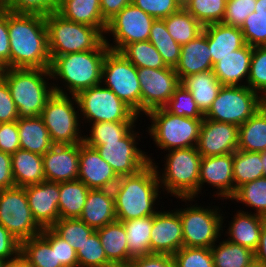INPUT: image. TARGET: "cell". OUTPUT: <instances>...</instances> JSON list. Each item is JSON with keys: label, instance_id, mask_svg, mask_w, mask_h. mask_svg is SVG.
Segmentation results:
<instances>
[{"label": "cell", "instance_id": "57", "mask_svg": "<svg viewBox=\"0 0 266 267\" xmlns=\"http://www.w3.org/2000/svg\"><path fill=\"white\" fill-rule=\"evenodd\" d=\"M19 256L20 241L0 224V258L5 261H12Z\"/></svg>", "mask_w": 266, "mask_h": 267}, {"label": "cell", "instance_id": "12", "mask_svg": "<svg viewBox=\"0 0 266 267\" xmlns=\"http://www.w3.org/2000/svg\"><path fill=\"white\" fill-rule=\"evenodd\" d=\"M80 118L85 123L138 121V115L102 84L76 95Z\"/></svg>", "mask_w": 266, "mask_h": 267}, {"label": "cell", "instance_id": "19", "mask_svg": "<svg viewBox=\"0 0 266 267\" xmlns=\"http://www.w3.org/2000/svg\"><path fill=\"white\" fill-rule=\"evenodd\" d=\"M151 254L174 255L183 247L182 221L178 211H158L153 215Z\"/></svg>", "mask_w": 266, "mask_h": 267}, {"label": "cell", "instance_id": "22", "mask_svg": "<svg viewBox=\"0 0 266 267\" xmlns=\"http://www.w3.org/2000/svg\"><path fill=\"white\" fill-rule=\"evenodd\" d=\"M78 169V180L85 183L89 189H112L120 178L97 149L84 142L79 144Z\"/></svg>", "mask_w": 266, "mask_h": 267}, {"label": "cell", "instance_id": "52", "mask_svg": "<svg viewBox=\"0 0 266 267\" xmlns=\"http://www.w3.org/2000/svg\"><path fill=\"white\" fill-rule=\"evenodd\" d=\"M257 0H227L223 24L241 28L245 19L255 12Z\"/></svg>", "mask_w": 266, "mask_h": 267}, {"label": "cell", "instance_id": "30", "mask_svg": "<svg viewBox=\"0 0 266 267\" xmlns=\"http://www.w3.org/2000/svg\"><path fill=\"white\" fill-rule=\"evenodd\" d=\"M20 149L44 155L54 144L41 116L17 120Z\"/></svg>", "mask_w": 266, "mask_h": 267}, {"label": "cell", "instance_id": "41", "mask_svg": "<svg viewBox=\"0 0 266 267\" xmlns=\"http://www.w3.org/2000/svg\"><path fill=\"white\" fill-rule=\"evenodd\" d=\"M148 41L160 53L165 65L175 68L180 58L181 45L170 36L163 20L153 22Z\"/></svg>", "mask_w": 266, "mask_h": 267}, {"label": "cell", "instance_id": "8", "mask_svg": "<svg viewBox=\"0 0 266 267\" xmlns=\"http://www.w3.org/2000/svg\"><path fill=\"white\" fill-rule=\"evenodd\" d=\"M79 116L76 96L71 95L70 97L68 94L53 93L41 114L53 144H80L83 142V131L81 132L80 125L84 123Z\"/></svg>", "mask_w": 266, "mask_h": 267}, {"label": "cell", "instance_id": "9", "mask_svg": "<svg viewBox=\"0 0 266 267\" xmlns=\"http://www.w3.org/2000/svg\"><path fill=\"white\" fill-rule=\"evenodd\" d=\"M188 205L187 208H176L182 221L183 246L210 249L215 243H219L224 231L225 218L220 212L222 210L216 205L205 206L206 208L197 203L196 206Z\"/></svg>", "mask_w": 266, "mask_h": 267}, {"label": "cell", "instance_id": "58", "mask_svg": "<svg viewBox=\"0 0 266 267\" xmlns=\"http://www.w3.org/2000/svg\"><path fill=\"white\" fill-rule=\"evenodd\" d=\"M126 267H175L172 255L149 254L133 258Z\"/></svg>", "mask_w": 266, "mask_h": 267}, {"label": "cell", "instance_id": "25", "mask_svg": "<svg viewBox=\"0 0 266 267\" xmlns=\"http://www.w3.org/2000/svg\"><path fill=\"white\" fill-rule=\"evenodd\" d=\"M79 219L95 231L116 221L113 190L90 189Z\"/></svg>", "mask_w": 266, "mask_h": 267}, {"label": "cell", "instance_id": "13", "mask_svg": "<svg viewBox=\"0 0 266 267\" xmlns=\"http://www.w3.org/2000/svg\"><path fill=\"white\" fill-rule=\"evenodd\" d=\"M0 224L20 242L41 234L34 220L24 187L0 190Z\"/></svg>", "mask_w": 266, "mask_h": 267}, {"label": "cell", "instance_id": "55", "mask_svg": "<svg viewBox=\"0 0 266 267\" xmlns=\"http://www.w3.org/2000/svg\"><path fill=\"white\" fill-rule=\"evenodd\" d=\"M18 110L12 99L6 81L0 78V123L17 121Z\"/></svg>", "mask_w": 266, "mask_h": 267}, {"label": "cell", "instance_id": "46", "mask_svg": "<svg viewBox=\"0 0 266 267\" xmlns=\"http://www.w3.org/2000/svg\"><path fill=\"white\" fill-rule=\"evenodd\" d=\"M166 111L176 116L204 119V114L200 111L194 98L182 84H180L172 97L163 107Z\"/></svg>", "mask_w": 266, "mask_h": 267}, {"label": "cell", "instance_id": "2", "mask_svg": "<svg viewBox=\"0 0 266 267\" xmlns=\"http://www.w3.org/2000/svg\"><path fill=\"white\" fill-rule=\"evenodd\" d=\"M159 189L160 183L152 163L134 175L121 176L112 188L117 221L155 215L159 211L155 206L160 199Z\"/></svg>", "mask_w": 266, "mask_h": 267}, {"label": "cell", "instance_id": "65", "mask_svg": "<svg viewBox=\"0 0 266 267\" xmlns=\"http://www.w3.org/2000/svg\"><path fill=\"white\" fill-rule=\"evenodd\" d=\"M261 154H262V162H263V167H264L265 176H266V149L262 151Z\"/></svg>", "mask_w": 266, "mask_h": 267}, {"label": "cell", "instance_id": "49", "mask_svg": "<svg viewBox=\"0 0 266 267\" xmlns=\"http://www.w3.org/2000/svg\"><path fill=\"white\" fill-rule=\"evenodd\" d=\"M175 267H214L209 248L182 247L174 255Z\"/></svg>", "mask_w": 266, "mask_h": 267}, {"label": "cell", "instance_id": "35", "mask_svg": "<svg viewBox=\"0 0 266 267\" xmlns=\"http://www.w3.org/2000/svg\"><path fill=\"white\" fill-rule=\"evenodd\" d=\"M89 190L87 185L78 179L59 183L60 219L79 218Z\"/></svg>", "mask_w": 266, "mask_h": 267}, {"label": "cell", "instance_id": "48", "mask_svg": "<svg viewBox=\"0 0 266 267\" xmlns=\"http://www.w3.org/2000/svg\"><path fill=\"white\" fill-rule=\"evenodd\" d=\"M247 86L262 98L266 96V46L253 47Z\"/></svg>", "mask_w": 266, "mask_h": 267}, {"label": "cell", "instance_id": "40", "mask_svg": "<svg viewBox=\"0 0 266 267\" xmlns=\"http://www.w3.org/2000/svg\"><path fill=\"white\" fill-rule=\"evenodd\" d=\"M135 122L137 123V121L91 123L90 135L84 134L83 142L92 147L103 145L106 142L120 141L136 127Z\"/></svg>", "mask_w": 266, "mask_h": 267}, {"label": "cell", "instance_id": "59", "mask_svg": "<svg viewBox=\"0 0 266 267\" xmlns=\"http://www.w3.org/2000/svg\"><path fill=\"white\" fill-rule=\"evenodd\" d=\"M0 66L10 68V38L8 32V10L0 14Z\"/></svg>", "mask_w": 266, "mask_h": 267}, {"label": "cell", "instance_id": "56", "mask_svg": "<svg viewBox=\"0 0 266 267\" xmlns=\"http://www.w3.org/2000/svg\"><path fill=\"white\" fill-rule=\"evenodd\" d=\"M20 149L17 121L0 123V151L13 154Z\"/></svg>", "mask_w": 266, "mask_h": 267}, {"label": "cell", "instance_id": "62", "mask_svg": "<svg viewBox=\"0 0 266 267\" xmlns=\"http://www.w3.org/2000/svg\"><path fill=\"white\" fill-rule=\"evenodd\" d=\"M255 253V263L266 267V221L263 224L259 245Z\"/></svg>", "mask_w": 266, "mask_h": 267}, {"label": "cell", "instance_id": "3", "mask_svg": "<svg viewBox=\"0 0 266 267\" xmlns=\"http://www.w3.org/2000/svg\"><path fill=\"white\" fill-rule=\"evenodd\" d=\"M109 50L104 41L96 50L56 56L51 61V77L56 82L61 79L64 88L53 82L54 92L76 96L82 90L100 85L103 61Z\"/></svg>", "mask_w": 266, "mask_h": 267}, {"label": "cell", "instance_id": "71", "mask_svg": "<svg viewBox=\"0 0 266 267\" xmlns=\"http://www.w3.org/2000/svg\"><path fill=\"white\" fill-rule=\"evenodd\" d=\"M252 267H263V266H260V265L255 263Z\"/></svg>", "mask_w": 266, "mask_h": 267}, {"label": "cell", "instance_id": "39", "mask_svg": "<svg viewBox=\"0 0 266 267\" xmlns=\"http://www.w3.org/2000/svg\"><path fill=\"white\" fill-rule=\"evenodd\" d=\"M170 36L180 45L189 43L203 32L204 26L181 7L162 19Z\"/></svg>", "mask_w": 266, "mask_h": 267}, {"label": "cell", "instance_id": "36", "mask_svg": "<svg viewBox=\"0 0 266 267\" xmlns=\"http://www.w3.org/2000/svg\"><path fill=\"white\" fill-rule=\"evenodd\" d=\"M20 256L31 267H63L57 263L56 247L41 234L20 242Z\"/></svg>", "mask_w": 266, "mask_h": 267}, {"label": "cell", "instance_id": "21", "mask_svg": "<svg viewBox=\"0 0 266 267\" xmlns=\"http://www.w3.org/2000/svg\"><path fill=\"white\" fill-rule=\"evenodd\" d=\"M45 181L67 182L79 176V144H54L42 155Z\"/></svg>", "mask_w": 266, "mask_h": 267}, {"label": "cell", "instance_id": "34", "mask_svg": "<svg viewBox=\"0 0 266 267\" xmlns=\"http://www.w3.org/2000/svg\"><path fill=\"white\" fill-rule=\"evenodd\" d=\"M121 222L126 230L129 262L133 258L151 254L150 235L153 215Z\"/></svg>", "mask_w": 266, "mask_h": 267}, {"label": "cell", "instance_id": "29", "mask_svg": "<svg viewBox=\"0 0 266 267\" xmlns=\"http://www.w3.org/2000/svg\"><path fill=\"white\" fill-rule=\"evenodd\" d=\"M12 175L17 187L45 181L42 155L18 149L11 154Z\"/></svg>", "mask_w": 266, "mask_h": 267}, {"label": "cell", "instance_id": "45", "mask_svg": "<svg viewBox=\"0 0 266 267\" xmlns=\"http://www.w3.org/2000/svg\"><path fill=\"white\" fill-rule=\"evenodd\" d=\"M51 229L77 252L95 231L79 218L59 219Z\"/></svg>", "mask_w": 266, "mask_h": 267}, {"label": "cell", "instance_id": "5", "mask_svg": "<svg viewBox=\"0 0 266 267\" xmlns=\"http://www.w3.org/2000/svg\"><path fill=\"white\" fill-rule=\"evenodd\" d=\"M164 157V168L159 171L154 165L160 183L161 191L170 193L181 201H195L198 195L199 169L202 156L196 147L172 149ZM162 173V174H161ZM164 186V187H163Z\"/></svg>", "mask_w": 266, "mask_h": 267}, {"label": "cell", "instance_id": "11", "mask_svg": "<svg viewBox=\"0 0 266 267\" xmlns=\"http://www.w3.org/2000/svg\"><path fill=\"white\" fill-rule=\"evenodd\" d=\"M263 105L261 95L248 86H222L204 118L239 127Z\"/></svg>", "mask_w": 266, "mask_h": 267}, {"label": "cell", "instance_id": "69", "mask_svg": "<svg viewBox=\"0 0 266 267\" xmlns=\"http://www.w3.org/2000/svg\"><path fill=\"white\" fill-rule=\"evenodd\" d=\"M2 71H3V67L0 66V78L2 77Z\"/></svg>", "mask_w": 266, "mask_h": 267}, {"label": "cell", "instance_id": "60", "mask_svg": "<svg viewBox=\"0 0 266 267\" xmlns=\"http://www.w3.org/2000/svg\"><path fill=\"white\" fill-rule=\"evenodd\" d=\"M15 187L12 175L11 154L0 151V190Z\"/></svg>", "mask_w": 266, "mask_h": 267}, {"label": "cell", "instance_id": "50", "mask_svg": "<svg viewBox=\"0 0 266 267\" xmlns=\"http://www.w3.org/2000/svg\"><path fill=\"white\" fill-rule=\"evenodd\" d=\"M60 0H6V10L18 14L47 16L58 9Z\"/></svg>", "mask_w": 266, "mask_h": 267}, {"label": "cell", "instance_id": "18", "mask_svg": "<svg viewBox=\"0 0 266 267\" xmlns=\"http://www.w3.org/2000/svg\"><path fill=\"white\" fill-rule=\"evenodd\" d=\"M205 183L217 189L212 196L221 200L234 195L233 153L201 158L198 194Z\"/></svg>", "mask_w": 266, "mask_h": 267}, {"label": "cell", "instance_id": "66", "mask_svg": "<svg viewBox=\"0 0 266 267\" xmlns=\"http://www.w3.org/2000/svg\"><path fill=\"white\" fill-rule=\"evenodd\" d=\"M6 0H0V14H2L6 8H5Z\"/></svg>", "mask_w": 266, "mask_h": 267}, {"label": "cell", "instance_id": "44", "mask_svg": "<svg viewBox=\"0 0 266 267\" xmlns=\"http://www.w3.org/2000/svg\"><path fill=\"white\" fill-rule=\"evenodd\" d=\"M136 68H166L160 53L147 40L128 44L121 52Z\"/></svg>", "mask_w": 266, "mask_h": 267}, {"label": "cell", "instance_id": "43", "mask_svg": "<svg viewBox=\"0 0 266 267\" xmlns=\"http://www.w3.org/2000/svg\"><path fill=\"white\" fill-rule=\"evenodd\" d=\"M227 0H182V7L203 26L222 22Z\"/></svg>", "mask_w": 266, "mask_h": 267}, {"label": "cell", "instance_id": "20", "mask_svg": "<svg viewBox=\"0 0 266 267\" xmlns=\"http://www.w3.org/2000/svg\"><path fill=\"white\" fill-rule=\"evenodd\" d=\"M32 216L43 228H51L59 219V183L43 181L25 186Z\"/></svg>", "mask_w": 266, "mask_h": 267}, {"label": "cell", "instance_id": "4", "mask_svg": "<svg viewBox=\"0 0 266 267\" xmlns=\"http://www.w3.org/2000/svg\"><path fill=\"white\" fill-rule=\"evenodd\" d=\"M6 81L19 118L41 116L54 88L50 69L3 68Z\"/></svg>", "mask_w": 266, "mask_h": 267}, {"label": "cell", "instance_id": "16", "mask_svg": "<svg viewBox=\"0 0 266 267\" xmlns=\"http://www.w3.org/2000/svg\"><path fill=\"white\" fill-rule=\"evenodd\" d=\"M141 88V115L154 109L163 108L181 84L172 67L152 69L137 68Z\"/></svg>", "mask_w": 266, "mask_h": 267}, {"label": "cell", "instance_id": "37", "mask_svg": "<svg viewBox=\"0 0 266 267\" xmlns=\"http://www.w3.org/2000/svg\"><path fill=\"white\" fill-rule=\"evenodd\" d=\"M210 248L214 267H252L255 264L254 251L223 239Z\"/></svg>", "mask_w": 266, "mask_h": 267}, {"label": "cell", "instance_id": "26", "mask_svg": "<svg viewBox=\"0 0 266 267\" xmlns=\"http://www.w3.org/2000/svg\"><path fill=\"white\" fill-rule=\"evenodd\" d=\"M232 217L233 220L229 222V226L225 233L229 236L226 240L239 244L246 247L252 251H256L259 241L261 230L266 217L256 214L255 212H244L242 210H237Z\"/></svg>", "mask_w": 266, "mask_h": 267}, {"label": "cell", "instance_id": "67", "mask_svg": "<svg viewBox=\"0 0 266 267\" xmlns=\"http://www.w3.org/2000/svg\"><path fill=\"white\" fill-rule=\"evenodd\" d=\"M6 261L0 258V267H3L5 265Z\"/></svg>", "mask_w": 266, "mask_h": 267}, {"label": "cell", "instance_id": "33", "mask_svg": "<svg viewBox=\"0 0 266 267\" xmlns=\"http://www.w3.org/2000/svg\"><path fill=\"white\" fill-rule=\"evenodd\" d=\"M266 149V107L263 105L239 126L238 150L262 152Z\"/></svg>", "mask_w": 266, "mask_h": 267}, {"label": "cell", "instance_id": "42", "mask_svg": "<svg viewBox=\"0 0 266 267\" xmlns=\"http://www.w3.org/2000/svg\"><path fill=\"white\" fill-rule=\"evenodd\" d=\"M230 200H235L246 207H251L261 216L266 217V176L244 183L236 189Z\"/></svg>", "mask_w": 266, "mask_h": 267}, {"label": "cell", "instance_id": "47", "mask_svg": "<svg viewBox=\"0 0 266 267\" xmlns=\"http://www.w3.org/2000/svg\"><path fill=\"white\" fill-rule=\"evenodd\" d=\"M78 267H107L112 265L104 252L97 231H94L76 252Z\"/></svg>", "mask_w": 266, "mask_h": 267}, {"label": "cell", "instance_id": "53", "mask_svg": "<svg viewBox=\"0 0 266 267\" xmlns=\"http://www.w3.org/2000/svg\"><path fill=\"white\" fill-rule=\"evenodd\" d=\"M240 30L249 46H266V18L253 12L245 19Z\"/></svg>", "mask_w": 266, "mask_h": 267}, {"label": "cell", "instance_id": "64", "mask_svg": "<svg viewBox=\"0 0 266 267\" xmlns=\"http://www.w3.org/2000/svg\"><path fill=\"white\" fill-rule=\"evenodd\" d=\"M255 7L256 15L266 18V0H257Z\"/></svg>", "mask_w": 266, "mask_h": 267}, {"label": "cell", "instance_id": "38", "mask_svg": "<svg viewBox=\"0 0 266 267\" xmlns=\"http://www.w3.org/2000/svg\"><path fill=\"white\" fill-rule=\"evenodd\" d=\"M265 176L261 152L236 150L233 153L234 193L244 183Z\"/></svg>", "mask_w": 266, "mask_h": 267}, {"label": "cell", "instance_id": "51", "mask_svg": "<svg viewBox=\"0 0 266 267\" xmlns=\"http://www.w3.org/2000/svg\"><path fill=\"white\" fill-rule=\"evenodd\" d=\"M41 235L52 247H56L57 263H61L63 267H78L77 253L67 241L59 237L51 228H43Z\"/></svg>", "mask_w": 266, "mask_h": 267}, {"label": "cell", "instance_id": "28", "mask_svg": "<svg viewBox=\"0 0 266 267\" xmlns=\"http://www.w3.org/2000/svg\"><path fill=\"white\" fill-rule=\"evenodd\" d=\"M56 11L72 22L98 28L105 34L107 22L102 17L100 0H60Z\"/></svg>", "mask_w": 266, "mask_h": 267}, {"label": "cell", "instance_id": "14", "mask_svg": "<svg viewBox=\"0 0 266 267\" xmlns=\"http://www.w3.org/2000/svg\"><path fill=\"white\" fill-rule=\"evenodd\" d=\"M155 20L130 3L107 22L104 41L110 50L121 52L128 44L149 40L150 30ZM106 35L113 37L112 41L115 45L108 41Z\"/></svg>", "mask_w": 266, "mask_h": 267}, {"label": "cell", "instance_id": "32", "mask_svg": "<svg viewBox=\"0 0 266 267\" xmlns=\"http://www.w3.org/2000/svg\"><path fill=\"white\" fill-rule=\"evenodd\" d=\"M96 231L108 261L114 265H127L129 250L123 223L116 220Z\"/></svg>", "mask_w": 266, "mask_h": 267}, {"label": "cell", "instance_id": "61", "mask_svg": "<svg viewBox=\"0 0 266 267\" xmlns=\"http://www.w3.org/2000/svg\"><path fill=\"white\" fill-rule=\"evenodd\" d=\"M131 2L132 0H100L103 19L108 22Z\"/></svg>", "mask_w": 266, "mask_h": 267}, {"label": "cell", "instance_id": "23", "mask_svg": "<svg viewBox=\"0 0 266 267\" xmlns=\"http://www.w3.org/2000/svg\"><path fill=\"white\" fill-rule=\"evenodd\" d=\"M252 52L253 47L246 44L214 64L213 73L223 86H247Z\"/></svg>", "mask_w": 266, "mask_h": 267}, {"label": "cell", "instance_id": "15", "mask_svg": "<svg viewBox=\"0 0 266 267\" xmlns=\"http://www.w3.org/2000/svg\"><path fill=\"white\" fill-rule=\"evenodd\" d=\"M134 127L120 141L106 142L96 148L100 156L111 166L115 173L121 176L134 175L151 163L154 159L138 148L139 132ZM138 140H137V139ZM137 141V142H136Z\"/></svg>", "mask_w": 266, "mask_h": 267}, {"label": "cell", "instance_id": "27", "mask_svg": "<svg viewBox=\"0 0 266 267\" xmlns=\"http://www.w3.org/2000/svg\"><path fill=\"white\" fill-rule=\"evenodd\" d=\"M207 35L213 65L220 58L231 54L246 45L240 28L223 24L222 22L204 26Z\"/></svg>", "mask_w": 266, "mask_h": 267}, {"label": "cell", "instance_id": "54", "mask_svg": "<svg viewBox=\"0 0 266 267\" xmlns=\"http://www.w3.org/2000/svg\"><path fill=\"white\" fill-rule=\"evenodd\" d=\"M135 6L156 20H162L182 7V0H132Z\"/></svg>", "mask_w": 266, "mask_h": 267}, {"label": "cell", "instance_id": "68", "mask_svg": "<svg viewBox=\"0 0 266 267\" xmlns=\"http://www.w3.org/2000/svg\"><path fill=\"white\" fill-rule=\"evenodd\" d=\"M107 267H126V265H114V264H112V265L107 266Z\"/></svg>", "mask_w": 266, "mask_h": 267}, {"label": "cell", "instance_id": "1", "mask_svg": "<svg viewBox=\"0 0 266 267\" xmlns=\"http://www.w3.org/2000/svg\"><path fill=\"white\" fill-rule=\"evenodd\" d=\"M10 68L50 69L45 16L8 11Z\"/></svg>", "mask_w": 266, "mask_h": 267}, {"label": "cell", "instance_id": "24", "mask_svg": "<svg viewBox=\"0 0 266 267\" xmlns=\"http://www.w3.org/2000/svg\"><path fill=\"white\" fill-rule=\"evenodd\" d=\"M213 66L207 35L203 31L189 43L181 45L180 58L174 69L182 81L192 74L213 70Z\"/></svg>", "mask_w": 266, "mask_h": 267}, {"label": "cell", "instance_id": "63", "mask_svg": "<svg viewBox=\"0 0 266 267\" xmlns=\"http://www.w3.org/2000/svg\"><path fill=\"white\" fill-rule=\"evenodd\" d=\"M3 267H31L21 256L12 261H6Z\"/></svg>", "mask_w": 266, "mask_h": 267}, {"label": "cell", "instance_id": "6", "mask_svg": "<svg viewBox=\"0 0 266 267\" xmlns=\"http://www.w3.org/2000/svg\"><path fill=\"white\" fill-rule=\"evenodd\" d=\"M51 61L69 53L96 50L104 42V34L89 25L72 22L57 11L45 16Z\"/></svg>", "mask_w": 266, "mask_h": 267}, {"label": "cell", "instance_id": "31", "mask_svg": "<svg viewBox=\"0 0 266 267\" xmlns=\"http://www.w3.org/2000/svg\"><path fill=\"white\" fill-rule=\"evenodd\" d=\"M181 84L191 92L200 111L205 115L223 86L213 70L192 74L185 77Z\"/></svg>", "mask_w": 266, "mask_h": 267}, {"label": "cell", "instance_id": "7", "mask_svg": "<svg viewBox=\"0 0 266 267\" xmlns=\"http://www.w3.org/2000/svg\"><path fill=\"white\" fill-rule=\"evenodd\" d=\"M146 116L151 120L146 131L160 150L196 147L203 119L176 116L164 108L151 110Z\"/></svg>", "mask_w": 266, "mask_h": 267}, {"label": "cell", "instance_id": "70", "mask_svg": "<svg viewBox=\"0 0 266 267\" xmlns=\"http://www.w3.org/2000/svg\"><path fill=\"white\" fill-rule=\"evenodd\" d=\"M263 104L266 107V96L263 98Z\"/></svg>", "mask_w": 266, "mask_h": 267}, {"label": "cell", "instance_id": "17", "mask_svg": "<svg viewBox=\"0 0 266 267\" xmlns=\"http://www.w3.org/2000/svg\"><path fill=\"white\" fill-rule=\"evenodd\" d=\"M239 127L204 118L200 128L197 151L202 157L234 153L238 149Z\"/></svg>", "mask_w": 266, "mask_h": 267}, {"label": "cell", "instance_id": "10", "mask_svg": "<svg viewBox=\"0 0 266 267\" xmlns=\"http://www.w3.org/2000/svg\"><path fill=\"white\" fill-rule=\"evenodd\" d=\"M101 84L142 117L137 68L120 52L109 50L106 53L102 65Z\"/></svg>", "mask_w": 266, "mask_h": 267}]
</instances>
